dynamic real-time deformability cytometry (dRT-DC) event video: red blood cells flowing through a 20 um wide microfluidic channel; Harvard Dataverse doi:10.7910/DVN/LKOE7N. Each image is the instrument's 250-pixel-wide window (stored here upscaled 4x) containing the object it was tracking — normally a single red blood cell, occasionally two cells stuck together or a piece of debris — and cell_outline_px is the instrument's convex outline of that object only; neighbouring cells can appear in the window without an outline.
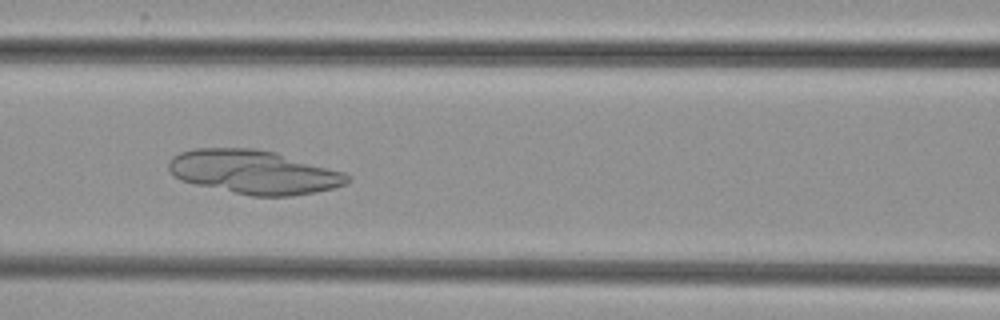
{"species": "common noctule bat (a hibernating species)", "species_latin": "Nyctalus noctula", "temperature_condition": "cold", "stored_images_in_passage": 45, "camera_frame_rate_fps": 3000, "um_per_image_px": 0.085, "animal": {"sex": "female", "body_mass_g": 29.2, "forearm_length_mm": 56.3}, "frame": {"image": 1, "passage_image": 16, "time_ms": 5.0, "image_size_px": [1000, 320], "cell_outline_px": [[352, 180], [336, 188], [288, 196], [252, 196], [196, 184], [180, 180], [172, 176], [168, 168], [168, 160], [172, 156], [180, 152], [196, 148], [256, 148], [276, 152], [344, 172], [352, 176]], "centroid_in_image_um": [21.57, 14.61], "position_along_channel_um": 145.0, "area_um2": 45.72}}
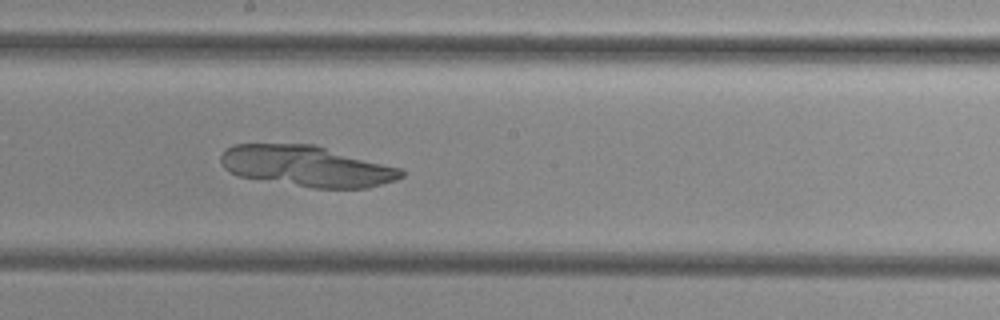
{"frame": {"image": 2, "passage_image": 22, "time_ms": 7.0, "image_size_px": [1000, 320], "cell_outline_px": [[404, 176], [396, 180], [368, 188], [312, 188], [240, 176], [224, 168], [220, 160], [220, 156], [224, 148], [232, 144], [312, 144], [404, 168]], "centroid_in_image_um": [26.11, 14.12], "position_along_channel_um": 222.1, "area_um2": 43.12}}
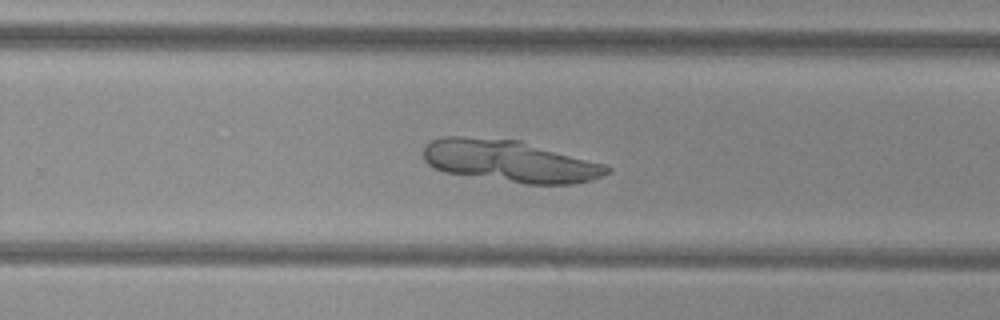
{"frame": {"image": 3, "passage_image": 27, "time_ms": 8.667, "image_size_px": [1000, 320], "cell_outline_px": [[612, 168], [608, 172], [592, 180], [572, 184], [528, 184], [444, 172], [428, 164], [424, 160], [424, 148], [432, 140], [440, 136], [464, 136], [520, 140], [608, 164]], "centroid_in_image_um": [43.37, 13.68], "position_along_channel_um": 286.4, "area_um2": 45.03}}